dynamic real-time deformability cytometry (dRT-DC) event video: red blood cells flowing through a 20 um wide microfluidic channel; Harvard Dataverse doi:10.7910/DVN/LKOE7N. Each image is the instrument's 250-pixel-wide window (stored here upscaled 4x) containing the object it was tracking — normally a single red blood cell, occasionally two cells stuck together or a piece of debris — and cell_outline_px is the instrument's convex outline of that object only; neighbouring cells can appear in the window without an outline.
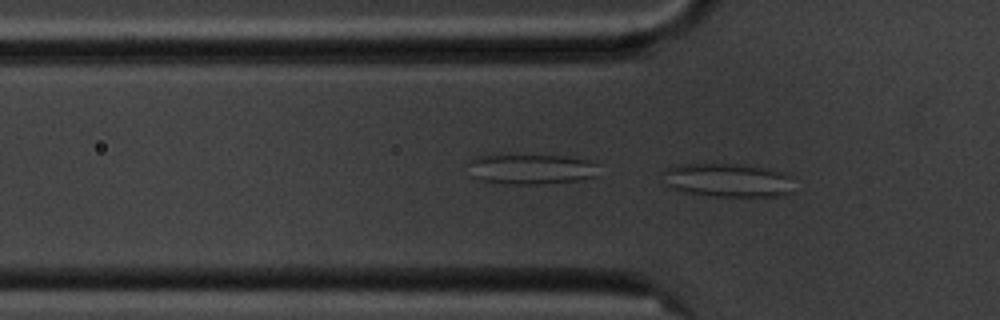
{"species": "common noctule bat (a hibernating species)", "species_latin": "Nyctalus noctula", "temperature_condition": "cold", "stored_images_in_passage": 54, "camera_frame_rate_fps": 3000, "um_per_image_px": 0.085, "animal": {"sex": "male", "body_mass_g": 20.1, "forearm_length_mm": 53.5}, "frame": {"image": 1, "passage_image": 17, "time_ms": 5.333, "image_size_px": [1000, 320], "cell_outline_px": [[792, 192], [776, 196], [712, 196], [680, 192], [664, 184], [664, 172], [668, 168], [676, 164], [736, 164], [768, 168], [784, 172], [788, 176]], "centroid_in_image_um": [61.79, 15.32], "position_along_channel_um": 64.0, "area_um2": 25.66}}
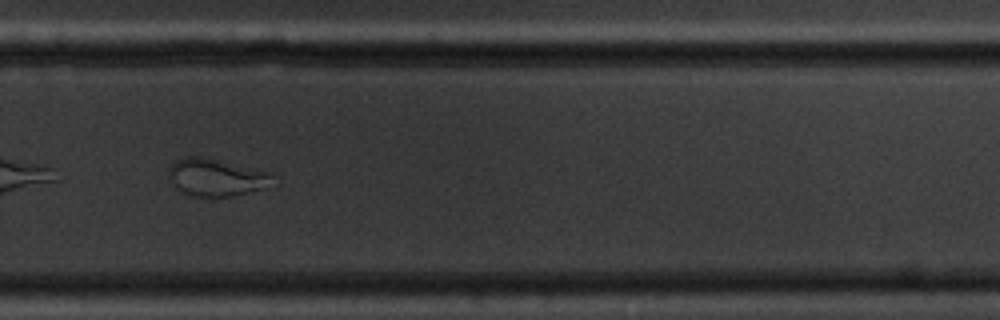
{"frame": {"image": 2, "passage_image": 38, "time_ms": 12.333, "image_size_px": [1000, 320], "cell_outline_px": [[272, 184], [264, 188], [232, 196], [196, 196], [184, 192], [176, 184], [168, 172], [168, 168], [176, 160], [188, 156], [200, 156], [268, 172], [272, 176]], "centroid_in_image_um": [18.39, 15.07], "position_along_channel_um": 311.4, "area_um2": 21.79}}
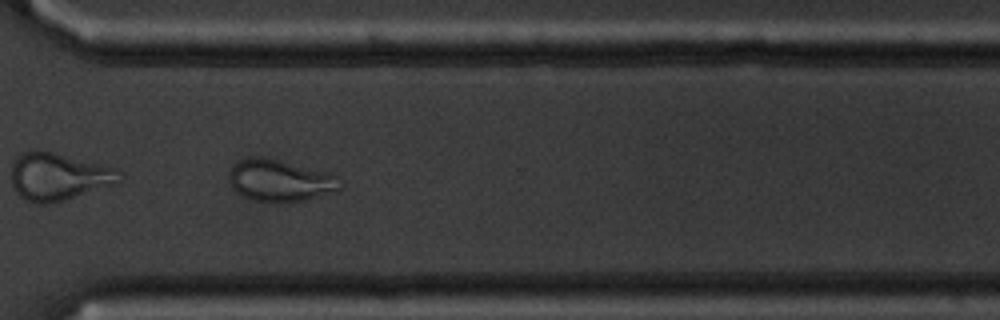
{"frame": {"image": 3, "passage_image": 41, "time_ms": 13.333, "image_size_px": [1000, 320], "cell_outline_px": [[344, 188], [304, 200], [256, 200], [244, 196], [236, 192], [232, 188], [228, 176], [232, 168], [240, 160], [248, 156], [260, 156], [328, 172], [336, 176]], "centroid_in_image_um": [23.79, 15.31], "position_along_channel_um": 346.8, "area_um2": 26.3}}